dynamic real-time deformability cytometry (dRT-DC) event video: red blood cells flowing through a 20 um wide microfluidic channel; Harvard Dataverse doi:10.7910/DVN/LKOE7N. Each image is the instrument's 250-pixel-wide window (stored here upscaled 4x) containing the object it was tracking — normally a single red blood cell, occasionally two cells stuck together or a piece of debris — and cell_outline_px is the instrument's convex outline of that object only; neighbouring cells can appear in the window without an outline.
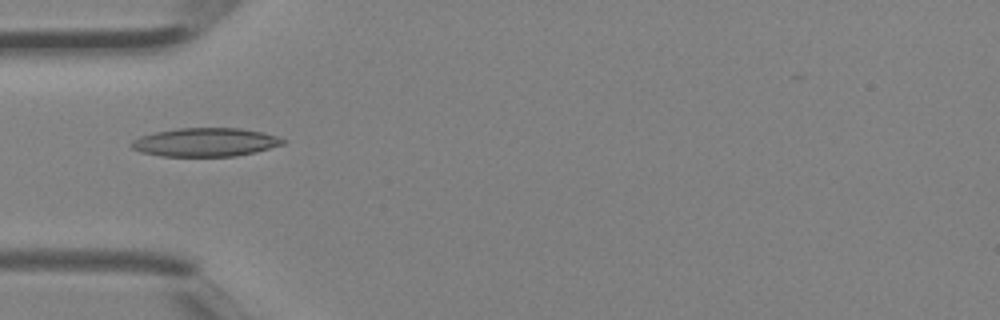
{"species": "Egyptian fruit bat (a non-hibernating species)", "species_latin": "Rousettus aegyptiacus", "temperature_condition": "room temperature", "stored_images_in_passage": 2, "camera_frame_rate_fps": 3000, "um_per_image_px": 0.085, "animal": {"sex": "female"}, "frame": {"image": 1, "passage_image": 2, "time_ms": 0.333, "image_size_px": [1000, 320], "cell_outline_px": [[288, 140], [284, 144], [236, 156], [160, 156], [140, 152], [132, 148], [128, 144], [132, 140], [140, 136], [152, 132], [180, 128], [240, 128], [260, 132], [276, 136]], "centroid_in_image_um": [17.39, 12.08], "position_along_channel_um": 67.6, "area_um2": 25.2}}